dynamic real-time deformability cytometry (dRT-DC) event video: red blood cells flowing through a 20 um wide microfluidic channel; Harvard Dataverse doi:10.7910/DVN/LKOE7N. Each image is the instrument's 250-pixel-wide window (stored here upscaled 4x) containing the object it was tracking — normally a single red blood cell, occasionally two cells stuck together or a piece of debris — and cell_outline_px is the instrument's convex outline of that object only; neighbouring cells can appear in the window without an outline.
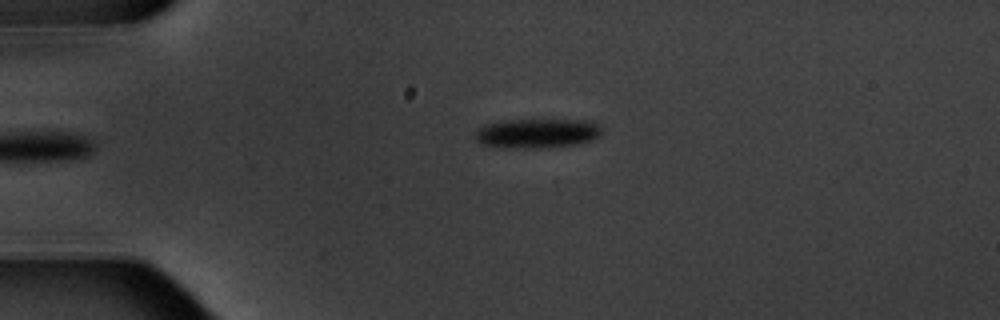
{"species": "common noctule bat (a hibernating species)", "species_latin": "Nyctalus noctula", "temperature_condition": "warm", "stored_images_in_passage": 6, "camera_frame_rate_fps": 3000, "um_per_image_px": 0.085, "animal": {"sex": "male", "body_mass_g": 20.1, "forearm_length_mm": 53.5}, "frame": {"image": 1, "passage_image": 6, "time_ms": 6.0, "image_size_px": [1000, 320], "cell_outline_px": [[600, 136], [592, 140], [580, 144], [544, 148], [496, 148], [480, 144], [476, 140], [472, 132], [484, 124], [500, 120], [588, 120], [600, 124]], "centroid_in_image_um": [45.59, 11.34], "position_along_channel_um": 39.4, "area_um2": 22.43}}